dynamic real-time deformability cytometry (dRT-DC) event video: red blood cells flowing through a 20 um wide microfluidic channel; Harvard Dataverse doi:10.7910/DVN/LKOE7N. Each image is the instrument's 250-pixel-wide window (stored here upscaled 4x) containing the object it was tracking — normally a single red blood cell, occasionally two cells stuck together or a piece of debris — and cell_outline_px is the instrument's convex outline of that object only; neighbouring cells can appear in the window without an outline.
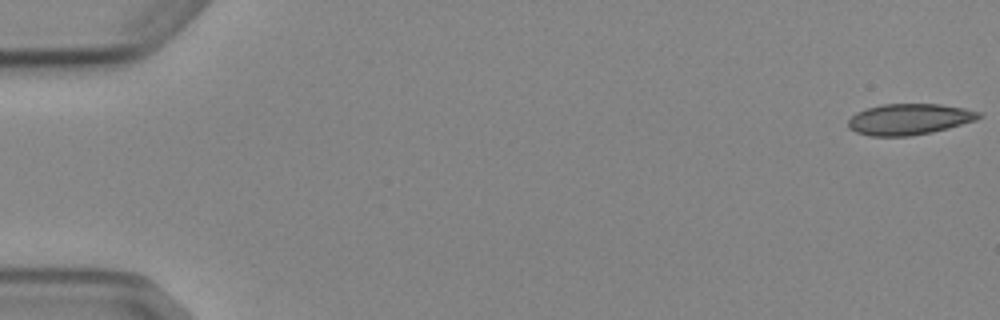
{"species": "Egyptian fruit bat (a non-hibernating species)", "species_latin": "Rousettus aegyptiacus", "temperature_condition": "cold", "stored_images_in_passage": 6, "camera_frame_rate_fps": 3000, "um_per_image_px": 0.085, "animal": {"sex": "female"}, "frame": {"image": 1, "passage_image": 1, "time_ms": 0.0, "image_size_px": [1000, 320], "cell_outline_px": [[984, 116], [976, 120], [948, 128], [932, 132], [908, 136], [872, 136], [856, 132], [848, 128], [848, 120], [856, 112], [868, 108], [884, 104], [940, 104], [964, 108], [980, 112]], "centroid_in_image_um": [77.3, 10.13], "position_along_channel_um": 7.7, "area_um2": 23.58}}